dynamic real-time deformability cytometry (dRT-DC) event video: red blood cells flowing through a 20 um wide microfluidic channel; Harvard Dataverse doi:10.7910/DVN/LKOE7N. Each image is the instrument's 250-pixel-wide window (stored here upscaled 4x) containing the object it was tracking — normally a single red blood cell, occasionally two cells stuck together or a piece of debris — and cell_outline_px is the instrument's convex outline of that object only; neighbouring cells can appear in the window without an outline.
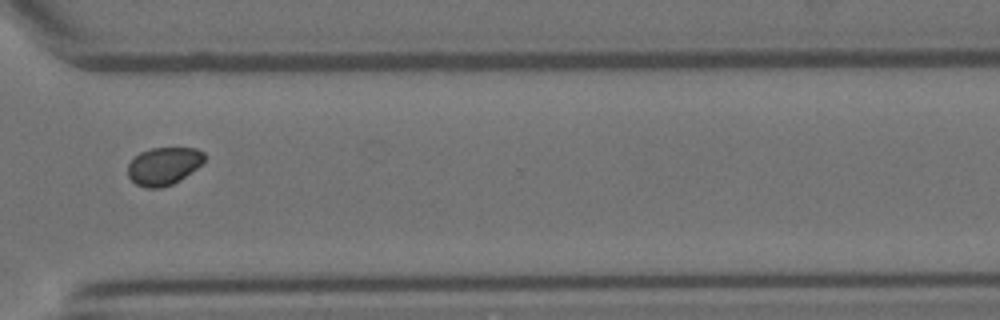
{"species": "Egyptian fruit bat (a non-hibernating species)", "species_latin": "Rousettus aegyptiacus", "temperature_condition": "room temperature", "stored_images_in_passage": 16, "camera_frame_rate_fps": 3000, "um_per_image_px": 0.085, "animal": {"sex": "female"}, "frame": {"image": 1, "passage_image": 12, "time_ms": 3.667, "image_size_px": [1000, 320], "cell_outline_px": [[204, 160], [196, 168], [180, 180], [172, 184], [160, 188], [144, 188], [136, 184], [128, 176], [128, 164], [140, 152], [152, 148], [196, 148], [204, 152]], "centroid_in_image_um": [13.9, 14.12], "position_along_channel_um": 356.7, "area_um2": 16.7}}
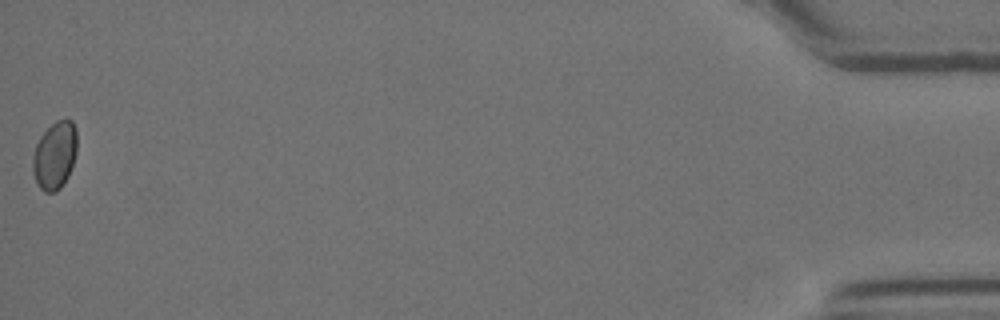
{"frame": {"image": 2, "passage_image": 16, "time_ms": 5.0, "image_size_px": [1000, 320], "cell_outline_px": [[76, 152], [68, 176], [60, 188], [56, 192], [44, 192], [40, 188], [32, 172], [32, 160], [36, 144], [40, 136], [56, 120], [72, 120], [76, 128]], "centroid_in_image_um": [4.64, 13.21], "position_along_channel_um": 430.6, "area_um2": 17.34}}